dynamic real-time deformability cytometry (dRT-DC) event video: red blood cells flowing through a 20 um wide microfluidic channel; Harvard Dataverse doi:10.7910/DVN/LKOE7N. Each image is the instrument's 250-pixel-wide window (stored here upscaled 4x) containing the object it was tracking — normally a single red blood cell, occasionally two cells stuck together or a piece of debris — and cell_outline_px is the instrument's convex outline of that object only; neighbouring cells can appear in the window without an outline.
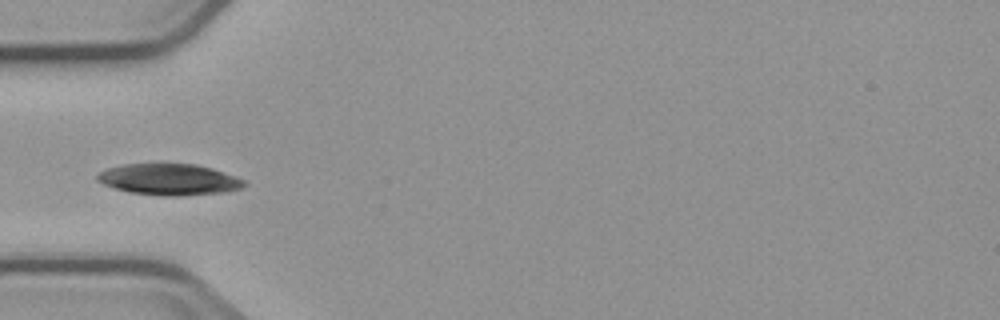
{"species": "common noctule bat (a hibernating species)", "species_latin": "Nyctalus noctula", "temperature_condition": "cold", "stored_images_in_passage": 4, "camera_frame_rate_fps": 3000, "um_per_image_px": 0.085, "animal": {"sex": "male", "body_mass_g": 23.1, "forearm_length_mm": 52.7}, "frame": {"image": 1, "passage_image": 4, "time_ms": 3.667, "image_size_px": [1000, 320], "cell_outline_px": [[248, 184], [240, 188], [228, 192], [180, 196], [164, 196], [128, 192], [104, 184], [96, 180], [96, 176], [104, 168], [120, 164], [196, 164], [212, 168], [236, 176], [244, 180]], "centroid_in_image_um": [14.38, 15.25], "position_along_channel_um": 70.6, "area_um2": 26.99}}